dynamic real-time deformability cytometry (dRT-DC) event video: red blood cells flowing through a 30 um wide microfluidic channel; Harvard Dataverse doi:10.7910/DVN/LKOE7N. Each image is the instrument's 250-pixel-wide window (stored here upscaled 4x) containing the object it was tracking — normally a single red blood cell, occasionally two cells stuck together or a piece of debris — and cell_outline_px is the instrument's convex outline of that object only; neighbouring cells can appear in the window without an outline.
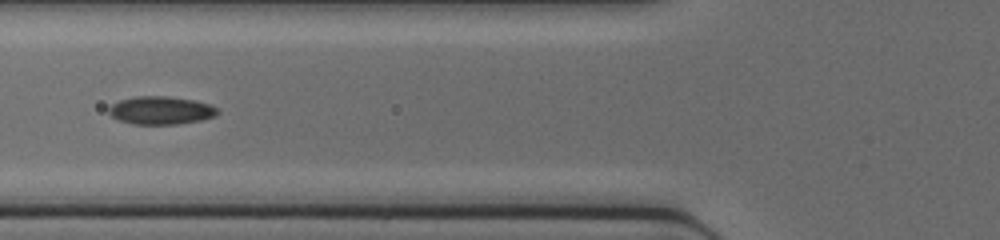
{"species": "common noctule bat (a hibernating species)", "species_latin": "Nyctalus noctula", "temperature_condition": "cold", "stored_images_in_passage": 46, "camera_frame_rate_fps": 3000, "um_per_image_px": 0.085, "animal": {"sex": "female", "body_mass_g": 17.0, "forearm_length_mm": 48.0}, "frame": {"image": 1, "passage_image": 18, "time_ms": 5.667, "image_size_px": [1000, 240], "cell_outline_px": [[220, 112], [216, 116], [200, 120], [176, 124], [132, 124], [120, 120], [112, 116], [108, 112], [108, 108], [112, 104], [120, 100], [136, 96], [168, 96], [196, 100], [208, 104], [216, 108]], "centroid_in_image_um": [13.68, 9.37], "position_along_channel_um": 112.1, "area_um2": 17.74}}
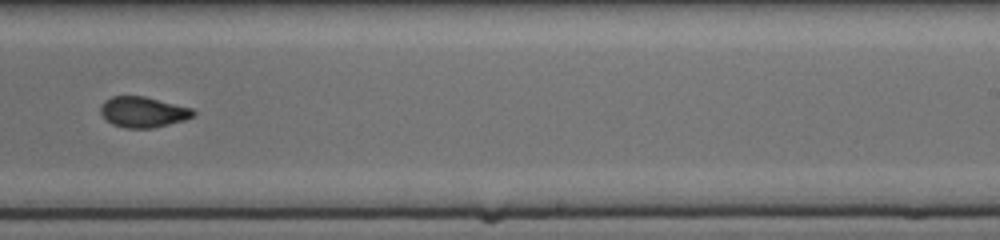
{"frame": {"image": 2, "passage_image": 29, "time_ms": 9.333, "image_size_px": [1000, 240], "cell_outline_px": [[196, 116], [184, 120], [152, 128], [124, 128], [112, 124], [100, 112], [100, 104], [104, 100], [112, 96], [144, 96], [192, 108], [196, 112]], "centroid_in_image_um": [12.16, 9.52], "position_along_channel_um": 276.8, "area_um2": 16.59}}
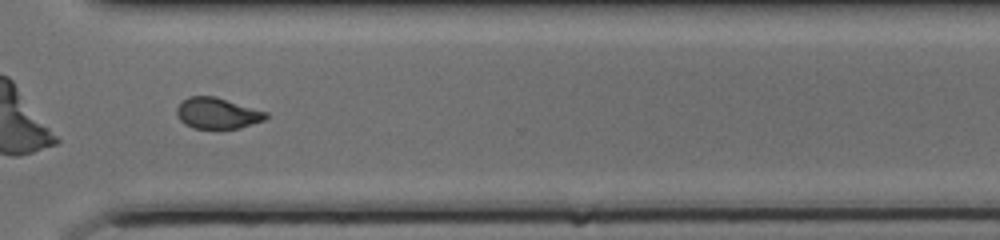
{"frame": {"image": 3, "passage_image": 34, "time_ms": 11.0, "image_size_px": [1000, 240], "cell_outline_px": [[268, 116], [264, 120], [240, 128], [192, 128], [184, 124], [176, 116], [176, 108], [188, 96], [216, 96], [268, 112]], "centroid_in_image_um": [18.47, 9.62], "position_along_channel_um": 352.1, "area_um2": 16.18}}